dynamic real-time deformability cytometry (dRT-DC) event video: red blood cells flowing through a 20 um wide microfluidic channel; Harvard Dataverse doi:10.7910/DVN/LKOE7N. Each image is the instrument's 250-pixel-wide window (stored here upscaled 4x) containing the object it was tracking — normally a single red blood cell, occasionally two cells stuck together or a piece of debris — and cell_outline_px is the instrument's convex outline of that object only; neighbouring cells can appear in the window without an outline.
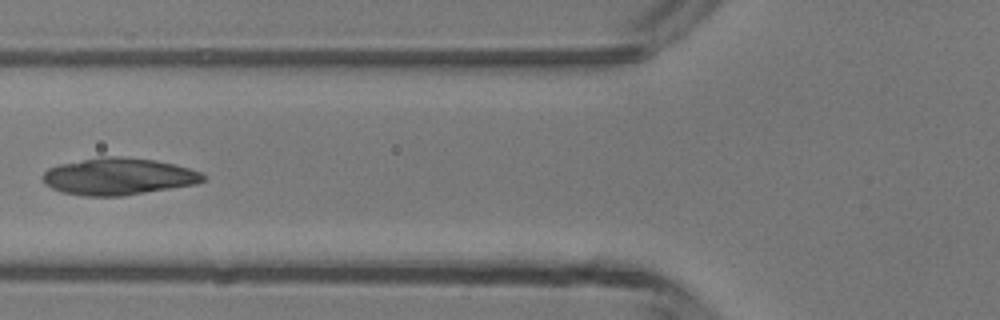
{"species": "common noctule bat (a hibernating species)", "species_latin": "Nyctalus noctula", "temperature_condition": "room temperature", "stored_images_in_passage": 4, "camera_frame_rate_fps": 3000, "um_per_image_px": 0.085, "animal": {"sex": "male", "body_mass_g": 13.3}, "frame": {"image": 1, "passage_image": 4, "time_ms": 4.333, "image_size_px": [1000, 320], "cell_outline_px": [[204, 180], [196, 184], [124, 196], [84, 196], [60, 192], [44, 184], [40, 176], [48, 168], [60, 164], [100, 156], [120, 156], [156, 160], [176, 164], [204, 172]], "centroid_in_image_um": [10.06, 15.0], "position_along_channel_um": 115.7, "area_um2": 34.97}}